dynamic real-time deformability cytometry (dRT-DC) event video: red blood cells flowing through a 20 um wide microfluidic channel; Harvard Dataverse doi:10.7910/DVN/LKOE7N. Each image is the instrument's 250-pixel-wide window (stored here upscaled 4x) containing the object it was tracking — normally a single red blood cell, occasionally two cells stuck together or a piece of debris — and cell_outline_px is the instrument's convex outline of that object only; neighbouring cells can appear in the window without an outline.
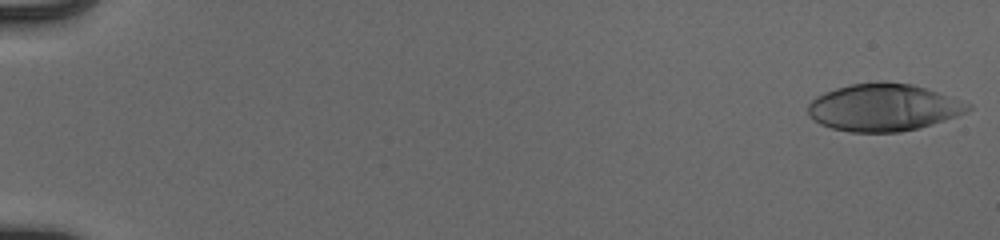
{"species": "human", "species_latin": "Homo sapiens", "temperature_condition": "cold", "stored_images_in_passage": 53, "camera_frame_rate_fps": 3000, "um_per_image_px": 0.085, "donor": {"sex": "male"}, "frame": {"image": 1, "passage_image": 1, "time_ms": 0.0, "image_size_px": [1000, 240], "cell_outline_px": [[972, 108], [956, 116], [932, 124], [900, 132], [848, 132], [832, 128], [820, 124], [808, 116], [808, 104], [816, 96], [824, 92], [836, 88], [852, 84], [880, 80], [884, 80], [912, 84], [972, 104]], "centroid_in_image_um": [75.05, 9.12], "position_along_channel_um": 9.9, "area_um2": 44.1}}
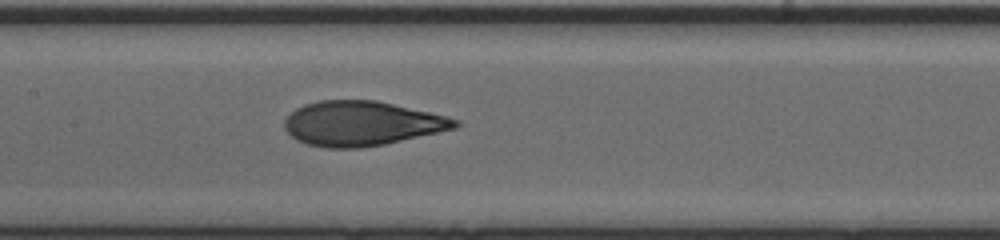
{"frame": {"image": 2, "passage_image": 28, "time_ms": 9.0, "image_size_px": [1000, 240], "cell_outline_px": [[460, 124], [456, 128], [384, 144], [360, 148], [324, 148], [308, 144], [296, 140], [284, 128], [284, 120], [296, 108], [304, 104], [320, 100], [376, 100], [428, 112], [460, 120]], "centroid_in_image_um": [30.71, 10.5], "position_along_channel_um": 176.7, "area_um2": 44.1}}
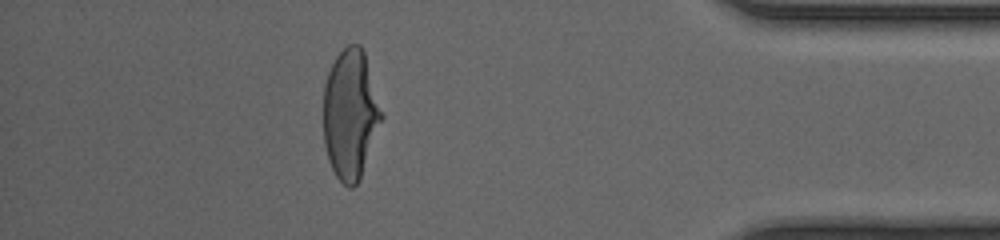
{"frame": {"image": 3, "passage_image": 48, "time_ms": 15.667, "image_size_px": [1000, 240], "cell_outline_px": [[384, 116], [360, 176], [356, 184], [352, 188], [348, 188], [336, 176], [328, 160], [324, 144], [324, 84], [328, 72], [336, 56], [348, 44], [360, 44], [364, 52]], "centroid_in_image_um": [29.78, 9.7], "position_along_channel_um": 405.4, "area_um2": 43.58}, "authors_computed_cell_mechanics": {"area_um2": 43.8124, "velocity_mm_per_s": 3.9525, "shape_relaxation_time_tau1_ms": 4.8071, "shape_relaxation_time_tau2_ms": 1.0868, "deformation_change_tau1": 0.2341, "deformation_change_tau2": 0.0848}}